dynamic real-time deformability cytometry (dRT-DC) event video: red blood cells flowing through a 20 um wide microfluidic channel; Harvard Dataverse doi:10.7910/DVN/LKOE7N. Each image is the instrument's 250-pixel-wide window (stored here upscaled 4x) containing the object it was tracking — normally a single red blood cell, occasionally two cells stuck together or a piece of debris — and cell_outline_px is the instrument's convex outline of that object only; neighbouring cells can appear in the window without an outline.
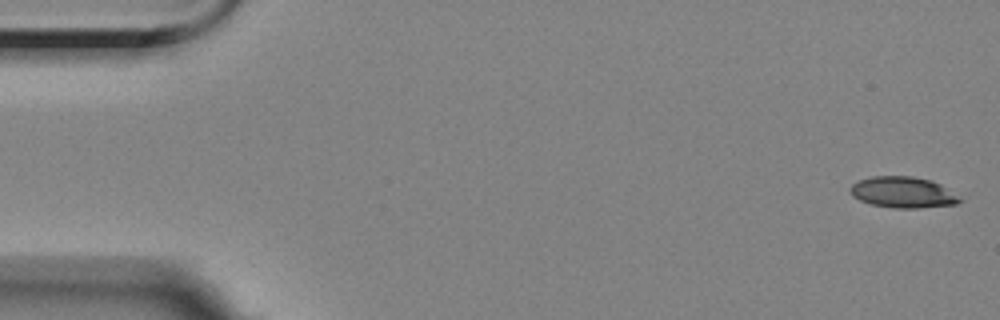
{"species": "Egyptian fruit bat (a non-hibernating species)", "species_latin": "Rousettus aegyptiacus", "temperature_condition": "room temperature", "stored_images_in_passage": 56, "camera_frame_rate_fps": 3000, "um_per_image_px": 0.085, "animal": {"sex": "female"}, "frame": {"image": 1, "passage_image": 1, "time_ms": 0.0, "image_size_px": [1000, 320], "cell_outline_px": [[964, 200], [956, 204], [916, 208], [892, 208], [872, 204], [860, 200], [852, 196], [848, 188], [852, 184], [860, 180], [872, 176], [912, 176], [932, 180], [940, 184]], "centroid_in_image_um": [76.73, 16.34], "position_along_channel_um": 8.3, "area_um2": 19.83}}
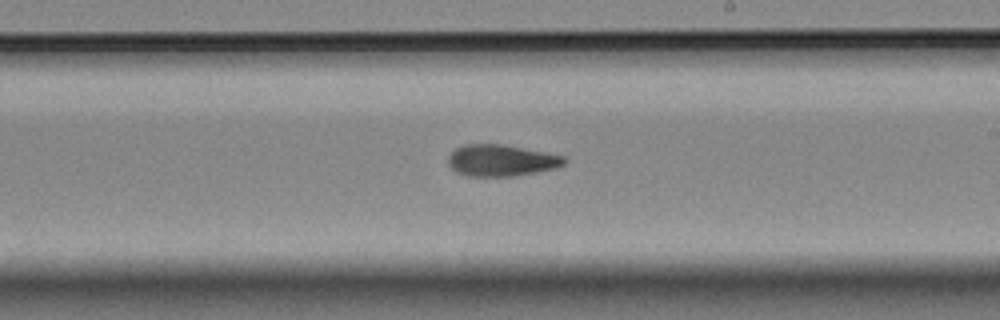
{"frame": {"image": 2, "passage_image": 32, "time_ms": 10.333, "image_size_px": [1000, 320], "cell_outline_px": [[568, 160], [564, 164], [556, 168], [516, 176], [468, 176], [456, 172], [448, 164], [448, 156], [456, 148], [464, 144], [500, 144], [544, 152], [564, 156]], "centroid_in_image_um": [42.6, 13.64], "position_along_channel_um": 246.4, "area_um2": 21.27}}
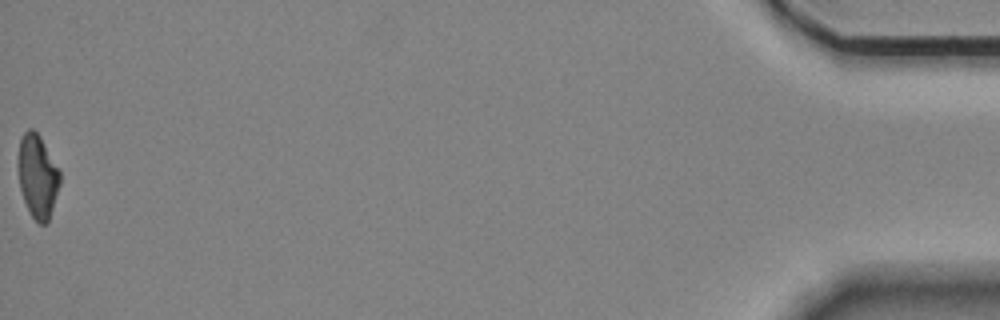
{"frame": {"image": 3, "passage_image": 56, "time_ms": 18.333, "image_size_px": [1000, 320], "cell_outline_px": [[60, 184], [48, 224], [40, 224], [32, 216], [24, 200], [20, 188], [20, 140], [24, 132], [28, 128], [32, 128], [40, 136], [60, 172]], "centroid_in_image_um": [3.23, 15.01], "position_along_channel_um": 432.0, "area_um2": 19.71}, "authors_computed_cell_mechanics": {"area_um2": 21.097, "velocity_mm_per_s": 3.5498, "shape_relaxation_time_tau1_ms": null, "shape_relaxation_time_tau2_ms": 6.1658, "deformation_change_tau1": null, "deformation_change_tau2": 0.1411}}